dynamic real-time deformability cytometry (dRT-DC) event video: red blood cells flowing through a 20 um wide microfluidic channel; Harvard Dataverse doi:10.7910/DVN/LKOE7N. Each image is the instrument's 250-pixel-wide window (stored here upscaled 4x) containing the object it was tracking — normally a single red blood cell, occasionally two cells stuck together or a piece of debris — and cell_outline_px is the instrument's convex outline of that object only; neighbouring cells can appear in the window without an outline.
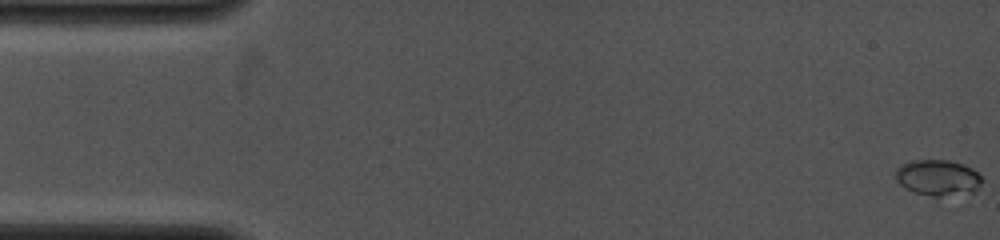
{"species": "common noctule bat (a hibernating species)", "species_latin": "Nyctalus noctula", "temperature_condition": "cold", "stored_images_in_passage": 7, "camera_frame_rate_fps": 4000, "um_per_image_px": 0.085, "animal": {"sex": "female", "body_mass_g": 19.0, "forearm_length_mm": 53.3}, "frame": {"image": 1, "passage_image": 1, "time_ms": 0.0, "image_size_px": [1000, 240], "cell_outline_px": [[984, 188], [968, 204], [936, 204], [904, 188], [896, 180], [896, 168], [912, 160], [948, 160], [964, 164], [972, 168], [984, 180]], "centroid_in_image_um": [79.96, 15.38], "position_along_channel_um": 5.0, "area_um2": 21.79}}
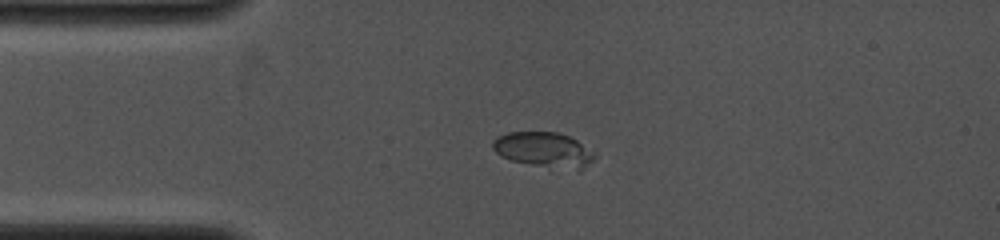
{"frame": {"image": 2, "passage_image": 6, "time_ms": 3.5, "image_size_px": [1000, 240], "cell_outline_px": [[596, 156], [580, 172], [532, 164], [512, 160], [500, 156], [492, 148], [492, 140], [496, 136], [508, 132], [560, 132], [576, 140], [596, 152]], "centroid_in_image_um": [46.25, 12.73], "position_along_channel_um": 38.8, "area_um2": 21.1}}